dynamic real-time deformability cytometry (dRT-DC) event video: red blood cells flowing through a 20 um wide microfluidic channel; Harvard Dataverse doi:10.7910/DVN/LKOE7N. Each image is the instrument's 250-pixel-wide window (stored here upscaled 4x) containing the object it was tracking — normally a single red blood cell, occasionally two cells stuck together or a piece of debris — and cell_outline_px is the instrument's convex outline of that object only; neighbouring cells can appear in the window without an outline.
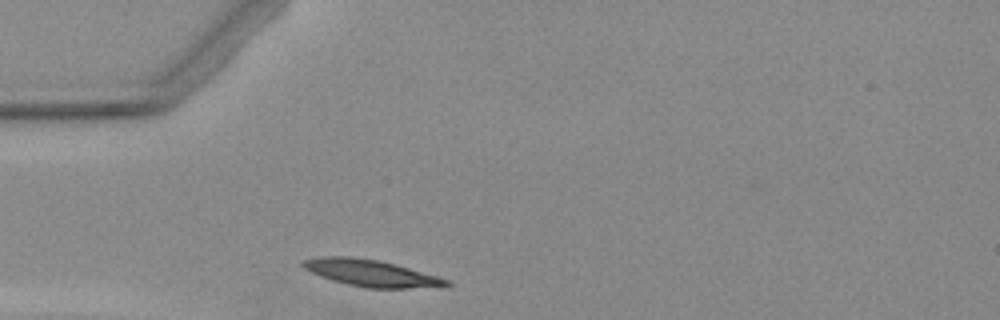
{"species": "Egyptian fruit bat (a non-hibernating species)", "species_latin": "Rousettus aegyptiacus", "temperature_condition": "warm", "stored_images_in_passage": 1, "camera_frame_rate_fps": 3000, "um_per_image_px": 0.085, "animal": {"sex": "female"}, "frame": {"image": 1, "passage_image": 1, "time_ms": 0.0, "image_size_px": [1000, 320], "cell_outline_px": [[452, 284], [408, 288], [364, 288], [332, 280], [320, 276], [304, 268], [300, 264], [300, 260], [324, 256], [352, 256], [376, 260], [396, 264], [440, 276], [452, 280]], "centroid_in_image_um": [31.52, 23.2], "position_along_channel_um": 53.5, "area_um2": 22.31}}